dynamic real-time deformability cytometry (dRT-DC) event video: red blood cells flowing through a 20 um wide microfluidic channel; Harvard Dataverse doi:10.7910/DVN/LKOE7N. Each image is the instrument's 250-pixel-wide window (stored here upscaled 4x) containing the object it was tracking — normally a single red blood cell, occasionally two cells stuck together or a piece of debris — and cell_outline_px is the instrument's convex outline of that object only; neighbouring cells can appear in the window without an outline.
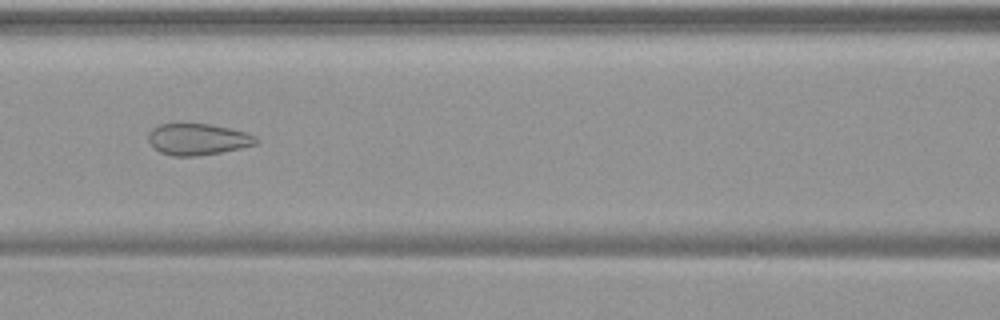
{"species": "common noctule bat (a hibernating species)", "species_latin": "Nyctalus noctula", "temperature_condition": "warm", "stored_images_in_passage": 39, "camera_frame_rate_fps": 3000, "um_per_image_px": 0.085, "animal": {"sex": "female", "body_mass_g": 19.9}, "frame": {"image": 1, "passage_image": 9, "time_ms": 2.667, "image_size_px": [1000, 320], "cell_outline_px": [[260, 140], [256, 144], [240, 148], [220, 152], [196, 156], [172, 156], [160, 152], [152, 148], [148, 140], [148, 132], [152, 128], [160, 124], [180, 120], [212, 124], [244, 132], [256, 136]], "centroid_in_image_um": [16.73, 11.79], "position_along_channel_um": 149.9, "area_um2": 20.52}}
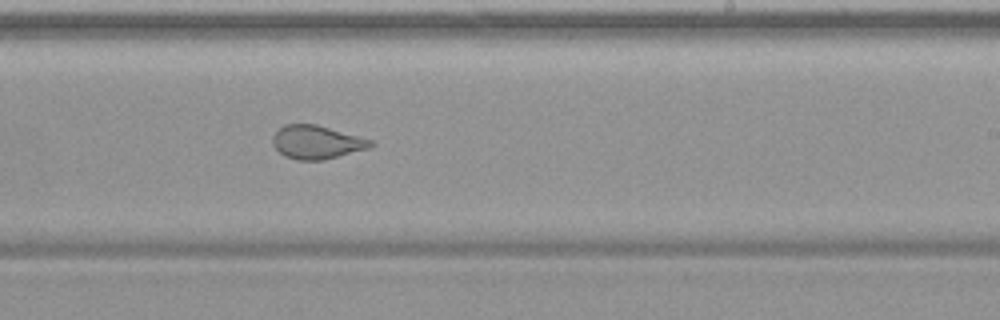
{"frame": {"image": 2, "passage_image": 18, "time_ms": 5.667, "image_size_px": [1000, 320], "cell_outline_px": [[376, 144], [372, 148], [324, 160], [296, 160], [284, 156], [272, 144], [272, 136], [284, 124], [316, 124], [372, 140]], "centroid_in_image_um": [26.94, 12.1], "position_along_channel_um": 262.1, "area_um2": 19.25}}
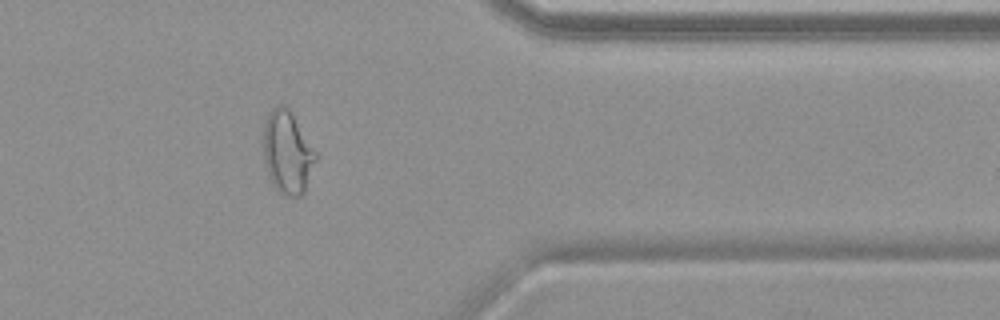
{"frame": {"image": 3, "passage_image": 29, "time_ms": 9.333, "image_size_px": [1000, 320], "cell_outline_px": [[316, 160], [304, 192], [300, 196], [288, 196], [280, 192], [272, 184], [264, 160], [264, 124], [268, 112], [276, 104], [284, 104], [292, 112], [316, 152]], "centroid_in_image_um": [24.42, 12.91], "position_along_channel_um": 387.0, "area_um2": 25.09}, "authors_computed_cell_mechanics": {"area_um2": 21.386, "velocity_mm_per_s": 3.7588, "shape_relaxation_time_tau1_ms": null, "shape_relaxation_time_tau2_ms": 1.1154, "deformation_change_tau1": null, "deformation_change_tau2": 0.0762}}